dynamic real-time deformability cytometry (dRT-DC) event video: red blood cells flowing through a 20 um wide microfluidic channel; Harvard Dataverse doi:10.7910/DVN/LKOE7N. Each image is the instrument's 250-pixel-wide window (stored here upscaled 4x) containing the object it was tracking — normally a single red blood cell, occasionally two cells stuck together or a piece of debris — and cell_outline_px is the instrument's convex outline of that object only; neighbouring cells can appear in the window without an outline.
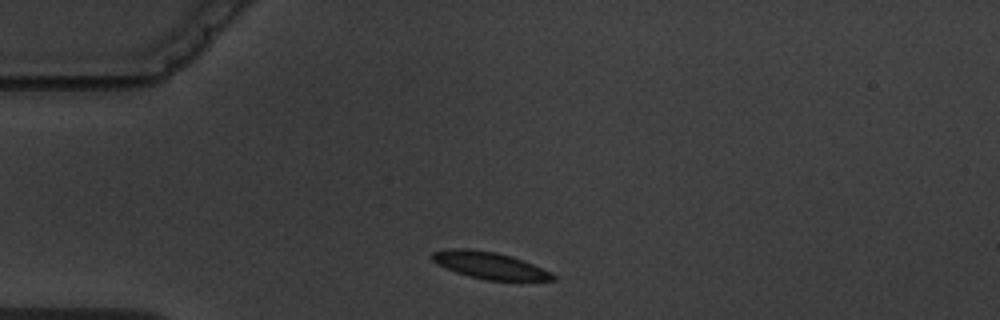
{"species": "common noctule bat (a hibernating species)", "species_latin": "Nyctalus noctula", "temperature_condition": "warm", "stored_images_in_passage": 12, "camera_frame_rate_fps": 3000, "um_per_image_px": 0.085, "animal": {"sex": "male", "body_mass_g": 19.5, "forearm_length_mm": 54.6}, "frame": {"image": 1, "passage_image": 1, "time_ms": 0.0, "image_size_px": [1000, 320], "cell_outline_px": [[556, 280], [488, 280], [468, 276], [456, 272], [436, 264], [432, 260], [432, 252], [448, 248], [468, 248], [496, 252], [512, 256], [552, 272], [556, 276]], "centroid_in_image_um": [41.59, 22.54], "position_along_channel_um": 43.4, "area_um2": 18.9}}
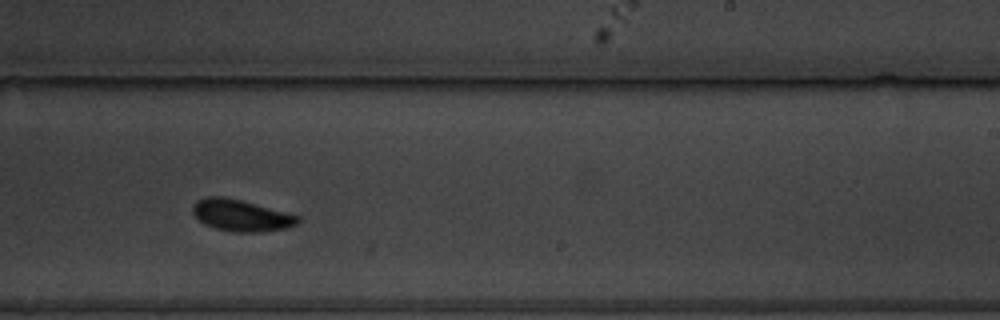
{"frame": {"image": 2, "passage_image": 7, "time_ms": 7.0, "image_size_px": [1000, 320], "cell_outline_px": [[300, 224], [288, 228], [260, 232], [232, 232], [212, 228], [204, 224], [192, 212], [192, 208], [200, 200], [208, 196], [224, 196], [240, 200], [300, 216]], "centroid_in_image_um": [20.53, 18.33], "position_along_channel_um": 268.5, "area_um2": 19.31}}
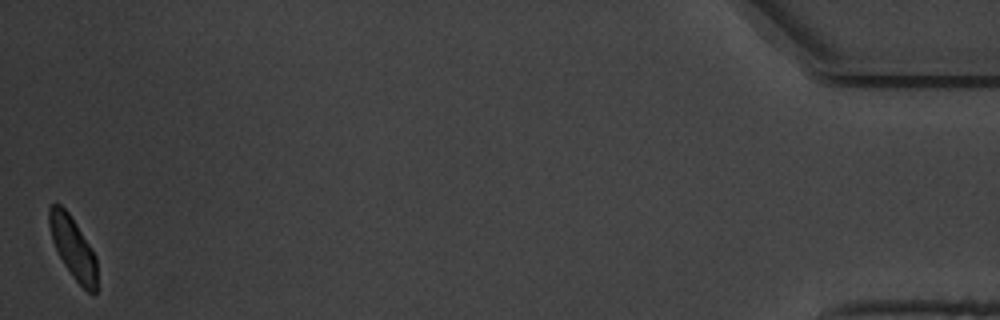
{"frame": {"image": 3, "passage_image": 12, "time_ms": 14.0, "image_size_px": [1000, 320], "cell_outline_px": [[96, 292], [92, 296], [72, 276], [64, 264], [52, 240], [48, 224], [48, 208], [52, 204], [60, 204], [68, 212], [76, 224], [96, 256]], "centroid_in_image_um": [6.19, 21.05], "position_along_channel_um": 429.0, "area_um2": 16.94}, "authors_computed_cell_mechanics": {"area_um2": 18.9584, "velocity_mm_per_s": 3.5785, "shape_relaxation_time_tau1_ms": 1.9234, "shape_relaxation_time_tau2_ms": 1.6633, "deformation_change_tau1": 0.1087, "deformation_change_tau2": 0.053}}